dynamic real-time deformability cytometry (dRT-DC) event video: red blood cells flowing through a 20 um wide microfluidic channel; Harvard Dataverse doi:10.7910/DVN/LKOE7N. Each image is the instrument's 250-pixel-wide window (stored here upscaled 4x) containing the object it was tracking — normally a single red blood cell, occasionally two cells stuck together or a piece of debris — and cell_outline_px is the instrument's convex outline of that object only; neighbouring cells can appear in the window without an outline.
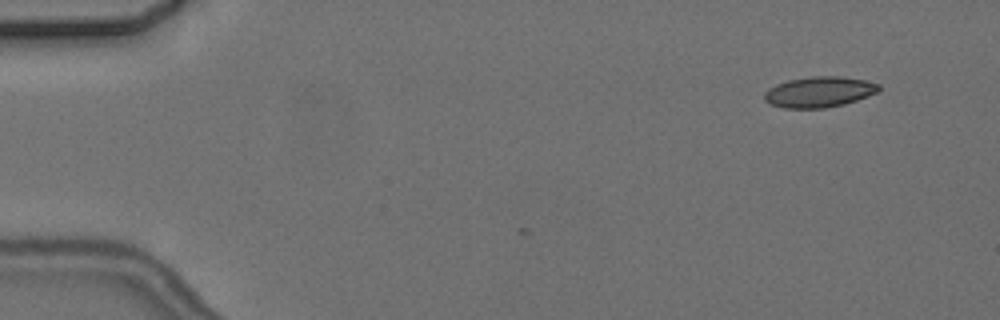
{"species": "common noctule bat (a hibernating species)", "species_latin": "Nyctalus noctula", "temperature_condition": "cold", "stored_images_in_passage": 13, "camera_frame_rate_fps": 3000, "um_per_image_px": 0.085, "animal": {"sex": "female", "body_mass_g": 24.6, "forearm_length_mm": 56.2}, "frame": {"image": 1, "passage_image": 1, "time_ms": 0.0, "image_size_px": [1000, 320], "cell_outline_px": [[880, 88], [876, 92], [868, 96], [844, 104], [824, 108], [784, 108], [772, 104], [764, 100], [764, 92], [768, 88], [776, 84], [788, 80], [812, 76], [840, 76], [864, 80], [880, 84]], "centroid_in_image_um": [69.61, 7.81], "position_along_channel_um": 15.4, "area_um2": 20.4}}
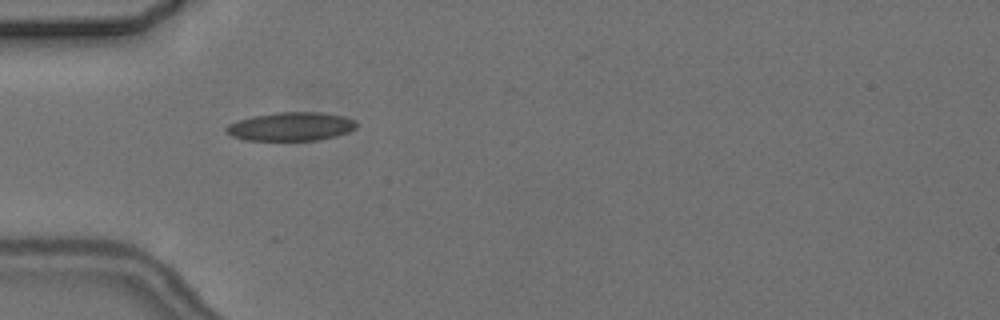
{"frame": {"image": 2, "passage_image": 4, "time_ms": 4.333, "image_size_px": [1000, 320], "cell_outline_px": [[356, 128], [348, 132], [336, 136], [320, 140], [244, 140], [232, 136], [224, 128], [228, 124], [252, 116], [280, 112], [320, 112], [344, 116], [356, 120]], "centroid_in_image_um": [24.76, 10.75], "position_along_channel_um": 60.2, "area_um2": 21.68}}
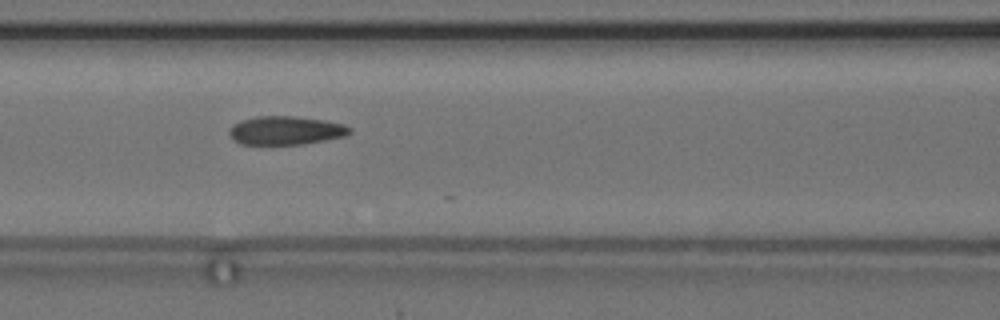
{"frame": {"image": 3, "passage_image": 6, "time_ms": 6.667, "image_size_px": [1000, 320], "cell_outline_px": [[352, 132], [344, 136], [304, 144], [240, 144], [228, 132], [232, 124], [240, 120], [256, 116], [296, 116], [324, 120], [344, 124], [352, 128]], "centroid_in_image_um": [24.3, 11.07], "position_along_channel_um": 142.3, "area_um2": 20.06}, "authors_computed_cell_mechanics": {"area_um2": 20.4612, "velocity_mm_per_s": 3.644, "shape_relaxation_time_tau1_ms": 7.4233, "shape_relaxation_time_tau2_ms": 1.4925, "deformation_change_tau1": 0.1565, "deformation_change_tau2": 0.0643}}